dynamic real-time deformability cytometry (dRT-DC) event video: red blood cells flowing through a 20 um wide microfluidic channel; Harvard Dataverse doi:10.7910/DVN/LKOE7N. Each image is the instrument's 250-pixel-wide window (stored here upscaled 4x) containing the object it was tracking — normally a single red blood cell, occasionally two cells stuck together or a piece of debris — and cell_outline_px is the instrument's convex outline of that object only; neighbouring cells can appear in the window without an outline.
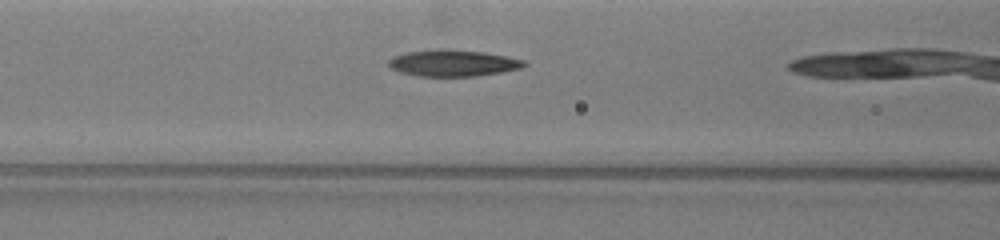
{"species": "common noctule bat (a hibernating species)", "species_latin": "Nyctalus noctula", "temperature_condition": "warm", "stored_images_in_passage": 21, "camera_frame_rate_fps": 3000, "um_per_image_px": 0.085, "animal": {"sex": "female", "body_mass_g": 19.5, "forearm_length_mm": 54.1}, "frame": {"image": 1, "passage_image": 3, "time_ms": 0.667, "image_size_px": [1000, 240], "cell_outline_px": [[528, 64], [520, 68], [500, 72], [476, 76], [416, 76], [400, 72], [392, 68], [388, 64], [388, 60], [396, 56], [408, 52], [440, 48], [448, 48], [484, 52], [524, 60]], "centroid_in_image_um": [38.5, 5.35], "position_along_channel_um": 128.1, "area_um2": 20.87}}
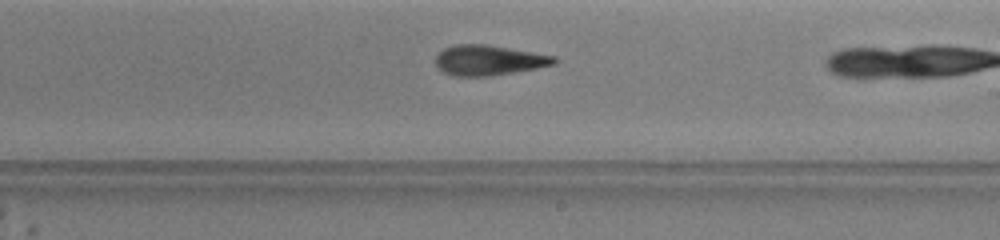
{"frame": {"image": 2, "passage_image": 11, "time_ms": 4.0, "image_size_px": [1000, 240], "cell_outline_px": [[560, 60], [556, 64], [536, 68], [492, 76], [452, 76], [436, 68], [436, 56], [444, 48], [452, 44], [488, 44], [556, 56]], "centroid_in_image_um": [41.55, 5.11], "position_along_channel_um": 247.4, "area_um2": 21.15}}
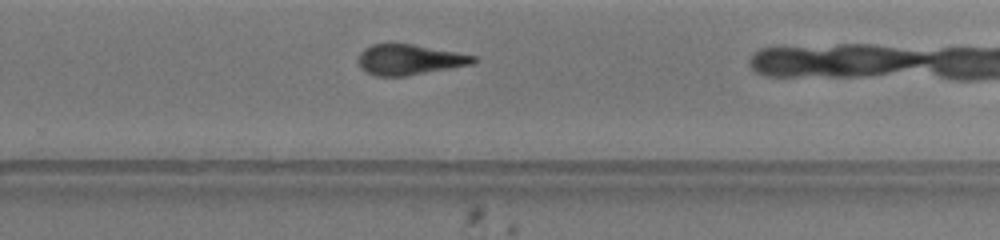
{"frame": {"image": 3, "passage_image": 15, "time_ms": 5.333, "image_size_px": [1000, 240], "cell_outline_px": [[476, 60], [472, 64], [404, 76], [372, 76], [364, 72], [360, 68], [360, 52], [364, 48], [372, 44], [412, 44], [476, 56]], "centroid_in_image_um": [34.75, 5.08], "position_along_channel_um": 295.1, "area_um2": 20.11}}